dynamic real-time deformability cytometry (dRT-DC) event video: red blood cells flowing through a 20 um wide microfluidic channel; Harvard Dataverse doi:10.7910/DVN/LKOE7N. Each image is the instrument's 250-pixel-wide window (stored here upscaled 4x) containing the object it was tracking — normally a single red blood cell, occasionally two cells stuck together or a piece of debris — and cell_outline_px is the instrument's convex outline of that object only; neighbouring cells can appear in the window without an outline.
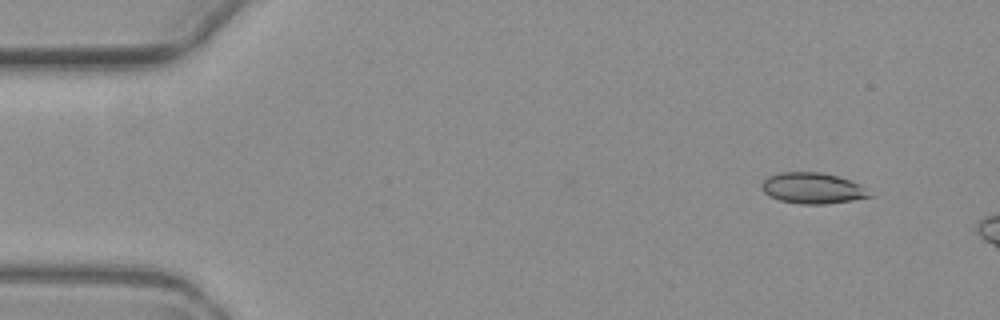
{"species": "common noctule bat (a hibernating species)", "species_latin": "Nyctalus noctula", "temperature_condition": "warm", "stored_images_in_passage": 2, "camera_frame_rate_fps": 3000, "um_per_image_px": 0.085, "animal": {"sex": "female", "body_mass_g": 19.3, "forearm_length_mm": 54.1}, "frame": {"image": 1, "passage_image": 1, "time_ms": 0.0, "image_size_px": [1000, 320], "cell_outline_px": [[872, 196], [852, 200], [824, 204], [800, 204], [780, 200], [768, 196], [760, 188], [760, 184], [768, 176], [780, 172], [820, 172], [836, 176], [860, 184]], "centroid_in_image_um": [69.0, 15.99], "position_along_channel_um": 16.0, "area_um2": 19.31}}